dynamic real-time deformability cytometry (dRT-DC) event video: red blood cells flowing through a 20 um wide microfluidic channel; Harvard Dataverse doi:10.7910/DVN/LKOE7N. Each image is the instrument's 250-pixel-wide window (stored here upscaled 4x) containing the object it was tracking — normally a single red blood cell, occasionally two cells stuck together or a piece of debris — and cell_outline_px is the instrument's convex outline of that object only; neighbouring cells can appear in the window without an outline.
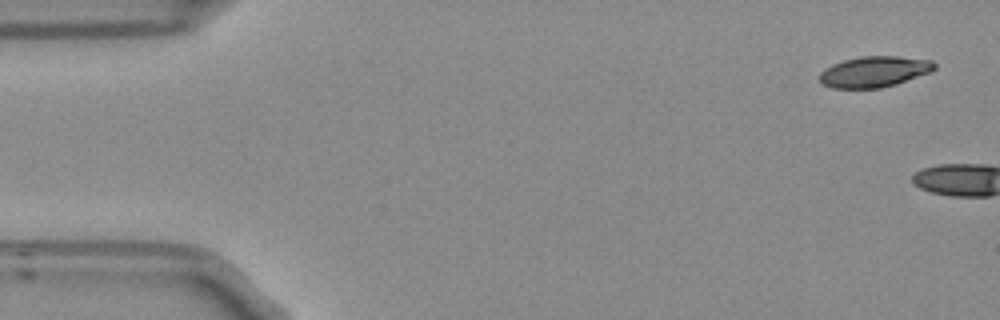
{"species": "Egyptian fruit bat (a non-hibernating species)", "species_latin": "Rousettus aegyptiacus", "temperature_condition": "room temperature", "stored_images_in_passage": 6, "camera_frame_rate_fps": 3000, "um_per_image_px": 0.085, "frame": {"image": 1, "passage_image": 1, "time_ms": 0.0, "image_size_px": [1000, 320], "cell_outline_px": [[936, 68], [932, 72], [896, 84], [880, 88], [832, 88], [820, 84], [820, 72], [824, 68], [832, 64], [844, 60], [860, 56], [896, 56], [932, 60], [936, 64]], "centroid_in_image_um": [74.31, 6.09], "position_along_channel_um": 10.7, "area_um2": 20.87}}
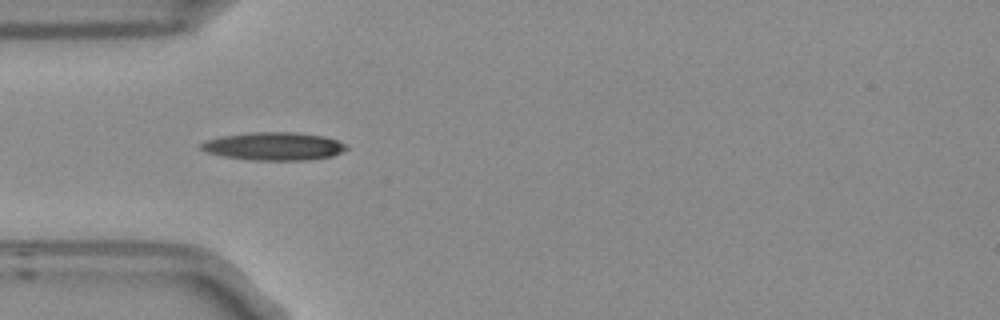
{"frame": {"image": 2, "passage_image": 5, "time_ms": 1.333, "image_size_px": [1000, 320], "cell_outline_px": [[348, 148], [332, 156], [308, 160], [252, 160], [224, 156], [208, 152], [200, 148], [200, 144], [204, 140], [220, 136], [248, 132], [296, 132], [324, 136], [348, 144]], "centroid_in_image_um": [23.27, 12.42], "position_along_channel_um": 61.7, "area_um2": 23.81}}
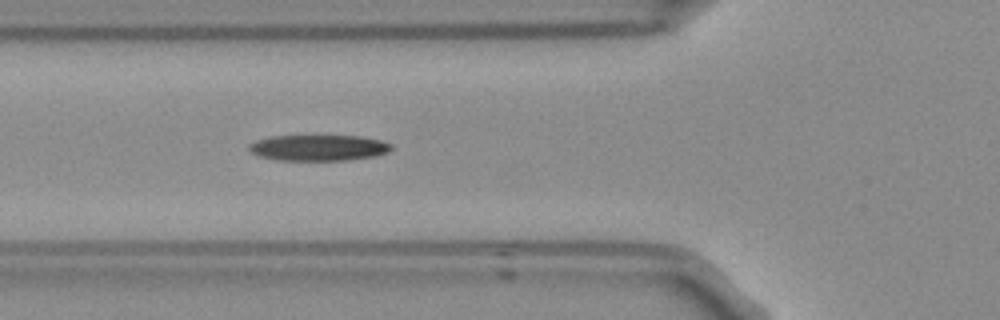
{"frame": {"image": 3, "passage_image": 6, "time_ms": 1.667, "image_size_px": [1000, 320], "cell_outline_px": [[392, 148], [388, 152], [372, 156], [348, 160], [280, 160], [260, 156], [252, 152], [248, 148], [248, 144], [256, 140], [268, 136], [360, 136], [380, 140], [392, 144]], "centroid_in_image_um": [27.06, 12.55], "position_along_channel_um": 98.7, "area_um2": 21.39}}